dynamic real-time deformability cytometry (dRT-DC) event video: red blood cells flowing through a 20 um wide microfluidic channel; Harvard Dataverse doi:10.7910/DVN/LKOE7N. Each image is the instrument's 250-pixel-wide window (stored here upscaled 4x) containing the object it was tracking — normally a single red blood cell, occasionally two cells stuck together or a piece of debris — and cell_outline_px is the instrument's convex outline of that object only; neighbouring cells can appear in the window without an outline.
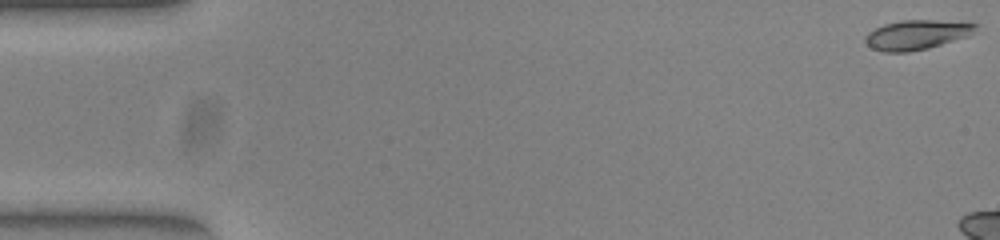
{"species": "common noctule bat (a hibernating species)", "species_latin": "Nyctalus noctula", "temperature_condition": "warm", "stored_images_in_passage": 10, "camera_frame_rate_fps": 3000, "um_per_image_px": 0.085, "animal": {"sex": "female", "body_mass_g": 23.0, "forearm_length_mm": 53.4}, "frame": {"image": 1, "passage_image": 1, "time_ms": 0.0, "image_size_px": [1000, 240], "cell_outline_px": [[980, 24], [968, 36], [928, 48], [908, 52], [884, 52], [872, 48], [864, 40], [864, 36], [868, 32], [884, 24], [904, 20], [936, 20]], "centroid_in_image_um": [77.89, 2.96], "position_along_channel_um": 7.1, "area_um2": 18.84}}